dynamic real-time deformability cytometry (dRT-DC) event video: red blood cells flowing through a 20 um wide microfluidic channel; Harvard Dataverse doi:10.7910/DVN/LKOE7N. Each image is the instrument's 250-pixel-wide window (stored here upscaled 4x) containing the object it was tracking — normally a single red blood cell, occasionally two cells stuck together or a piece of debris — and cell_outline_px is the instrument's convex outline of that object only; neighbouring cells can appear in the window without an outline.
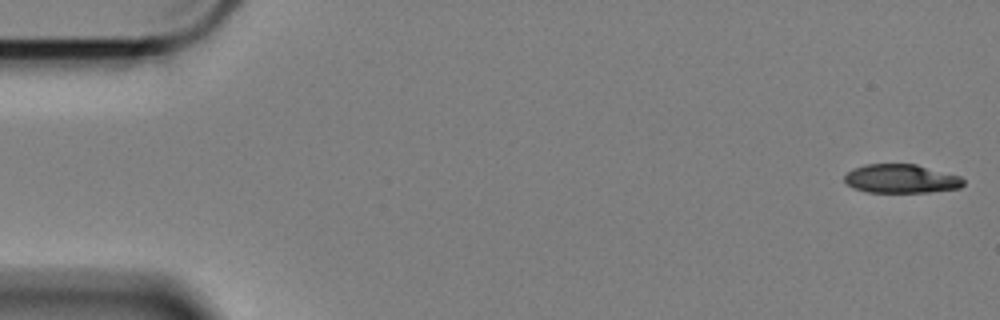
{"species": "Egyptian fruit bat (a non-hibernating species)", "species_latin": "Rousettus aegyptiacus", "temperature_condition": "cold", "stored_images_in_passage": 59, "camera_frame_rate_fps": 3000, "um_per_image_px": 0.085, "animal": {"sex": "female"}, "frame": {"image": 1, "passage_image": 1, "time_ms": 0.0, "image_size_px": [1000, 320], "cell_outline_px": [[964, 184], [960, 188], [928, 192], [868, 192], [856, 188], [848, 184], [844, 180], [844, 176], [852, 168], [864, 164], [916, 164], [960, 176], [964, 180]], "centroid_in_image_um": [76.6, 15.18], "position_along_channel_um": 8.4, "area_um2": 19.88}}
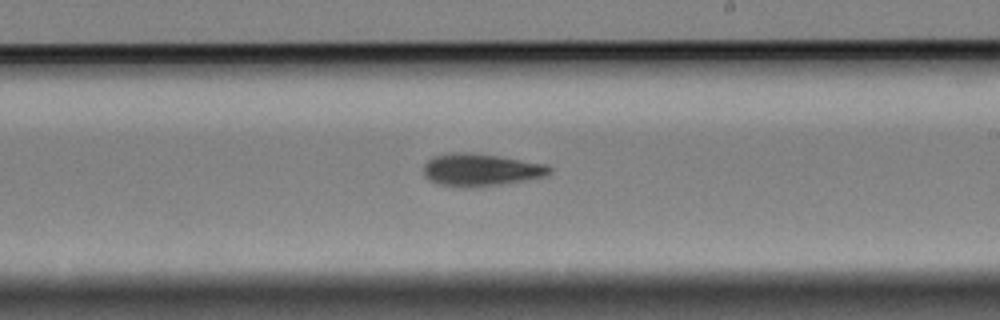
{"frame": {"image": 2, "passage_image": 34, "time_ms": 11.0, "image_size_px": [1000, 320], "cell_outline_px": [[552, 172], [548, 176], [528, 180], [504, 184], [476, 188], [460, 188], [436, 184], [428, 180], [424, 176], [424, 164], [432, 156], [456, 152], [464, 152], [496, 156], [548, 164], [552, 168]], "centroid_in_image_um": [40.88, 14.47], "position_along_channel_um": 248.1, "area_um2": 24.33}}
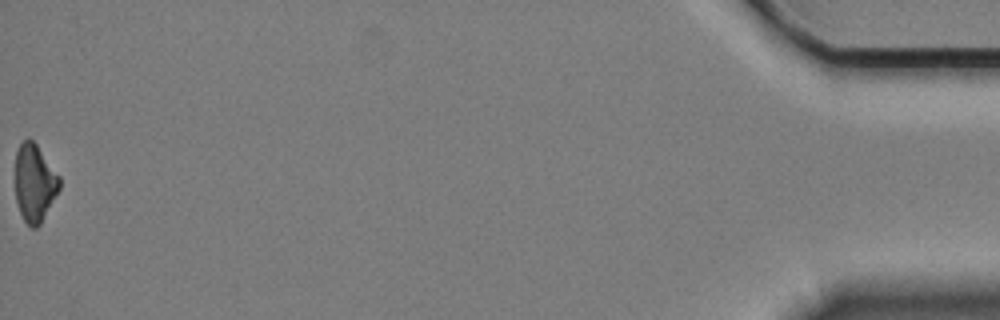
{"frame": {"image": 3, "passage_image": 59, "time_ms": 19.333, "image_size_px": [1000, 320], "cell_outline_px": [[60, 188], [40, 224], [36, 228], [32, 228], [24, 220], [20, 212], [16, 200], [16, 152], [20, 144], [24, 140], [32, 140], [36, 144], [60, 176]], "centroid_in_image_um": [2.95, 15.56], "position_along_channel_um": 432.3, "area_um2": 19.71}, "authors_computed_cell_mechanics": {"area_um2": 22.3108, "velocity_mm_per_s": 3.3889, "shape_relaxation_time_tau1_ms": 4.3945, "shape_relaxation_time_tau2_ms": null, "deformation_change_tau1": 0.1203, "deformation_change_tau2": null}}